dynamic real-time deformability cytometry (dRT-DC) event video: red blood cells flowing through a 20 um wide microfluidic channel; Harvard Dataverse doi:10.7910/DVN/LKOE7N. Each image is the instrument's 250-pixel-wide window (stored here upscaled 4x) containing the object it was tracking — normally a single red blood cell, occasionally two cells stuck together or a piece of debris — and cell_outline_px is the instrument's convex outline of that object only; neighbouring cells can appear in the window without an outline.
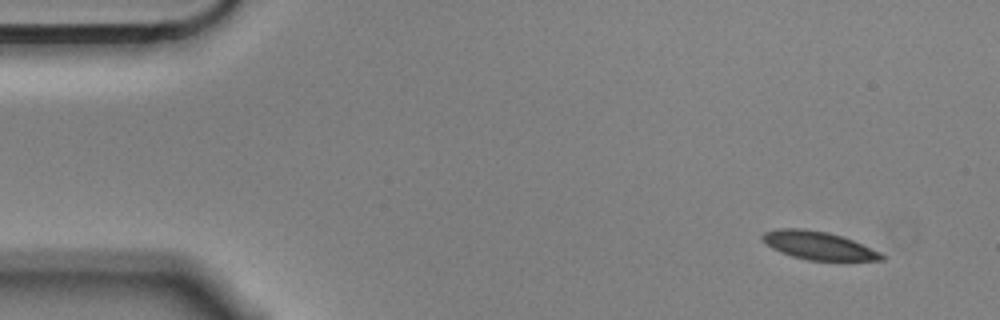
{"species": "Egyptian fruit bat (a non-hibernating species)", "species_latin": "Rousettus aegyptiacus", "temperature_condition": "cold", "stored_images_in_passage": 4, "camera_frame_rate_fps": 3000, "um_per_image_px": 0.085, "animal": {"sex": "male"}, "frame": {"image": 1, "passage_image": 1, "time_ms": 0.0, "image_size_px": [1000, 320], "cell_outline_px": [[884, 260], [808, 260], [792, 256], [780, 252], [772, 248], [760, 236], [764, 232], [780, 228], [804, 228], [828, 232], [852, 240], [880, 252], [884, 256]], "centroid_in_image_um": [69.54, 20.86], "position_along_channel_um": 15.5, "area_um2": 19.25}}
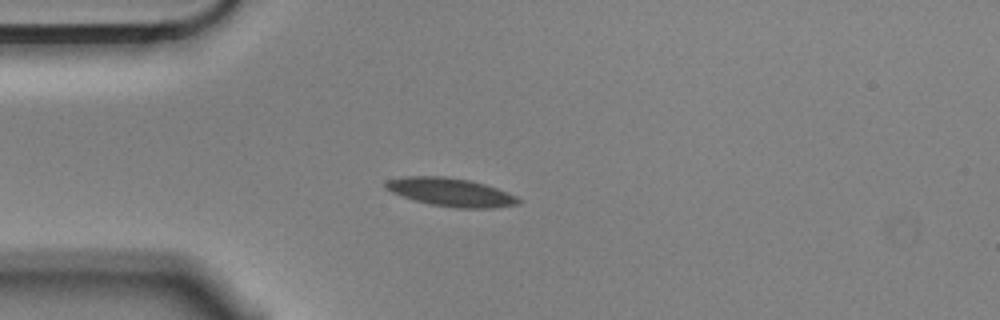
{"frame": {"image": 2, "passage_image": 4, "time_ms": 1.0, "image_size_px": [1000, 320], "cell_outline_px": [[520, 204], [492, 208], [456, 208], [432, 204], [416, 200], [392, 192], [384, 188], [384, 184], [388, 180], [408, 176], [444, 176], [468, 180], [484, 184], [496, 188], [516, 196], [520, 200]], "centroid_in_image_um": [38.32, 16.33], "position_along_channel_um": 46.7, "area_um2": 21.56}}